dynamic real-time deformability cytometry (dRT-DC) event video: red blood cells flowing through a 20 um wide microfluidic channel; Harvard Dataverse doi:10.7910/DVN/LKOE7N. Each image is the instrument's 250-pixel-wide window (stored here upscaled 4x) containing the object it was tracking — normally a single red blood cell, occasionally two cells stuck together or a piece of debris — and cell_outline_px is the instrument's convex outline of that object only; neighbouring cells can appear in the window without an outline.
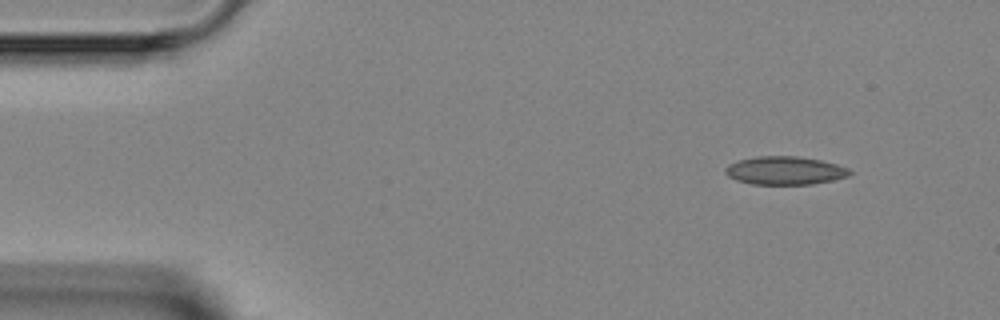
{"species": "Egyptian fruit bat (a non-hibernating species)", "species_latin": "Rousettus aegyptiacus", "temperature_condition": "room temperature", "stored_images_in_passage": 5, "camera_frame_rate_fps": 3000, "um_per_image_px": 0.085, "animal": {"sex": "female"}, "frame": {"image": 1, "passage_image": 1, "time_ms": 0.0, "image_size_px": [1000, 320], "cell_outline_px": [[856, 172], [848, 176], [832, 180], [812, 184], [752, 184], [736, 180], [728, 176], [724, 172], [724, 168], [728, 164], [740, 160], [756, 156], [796, 156], [820, 160], [836, 164], [848, 168]], "centroid_in_image_um": [66.72, 14.49], "position_along_channel_um": 18.3, "area_um2": 20.52}}
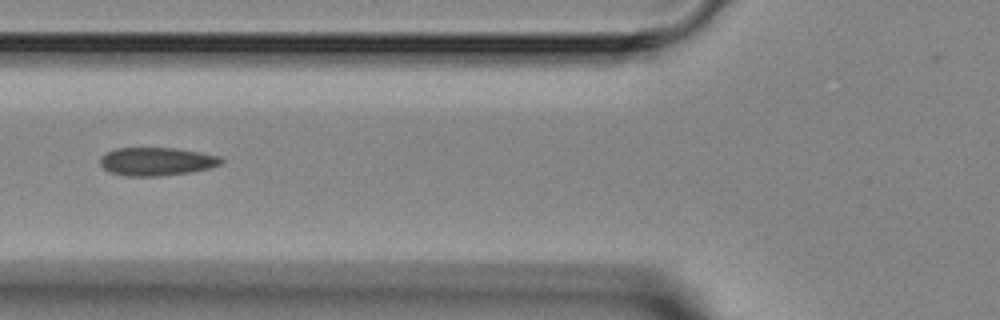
{"frame": {"image": 2, "passage_image": 4, "time_ms": 4.333, "image_size_px": [1000, 320], "cell_outline_px": [[224, 160], [220, 164], [212, 168], [188, 172], [160, 176], [128, 176], [108, 172], [100, 164], [100, 156], [116, 148], [176, 148], [220, 156]], "centroid_in_image_um": [13.3, 13.73], "position_along_channel_um": 112.5, "area_um2": 19.88}}
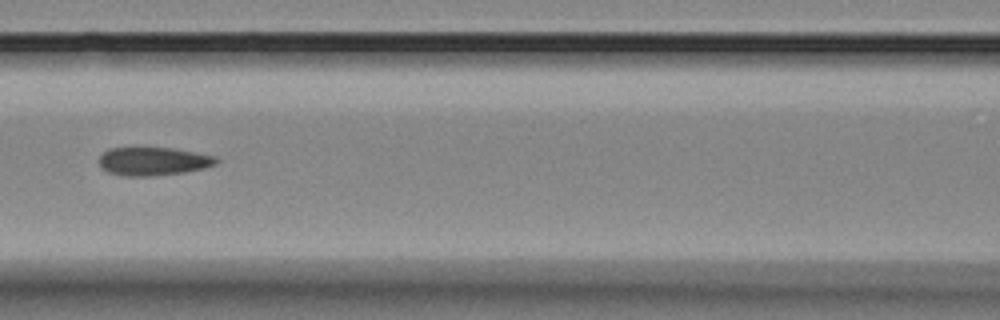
{"frame": {"image": 3, "passage_image": 5, "time_ms": 5.333, "image_size_px": [1000, 320], "cell_outline_px": [[220, 160], [216, 164], [204, 168], [184, 172], [156, 176], [124, 176], [108, 172], [100, 168], [100, 156], [104, 152], [112, 148], [172, 148], [216, 156]], "centroid_in_image_um": [13.04, 13.72], "position_along_channel_um": 153.6, "area_um2": 19.31}}